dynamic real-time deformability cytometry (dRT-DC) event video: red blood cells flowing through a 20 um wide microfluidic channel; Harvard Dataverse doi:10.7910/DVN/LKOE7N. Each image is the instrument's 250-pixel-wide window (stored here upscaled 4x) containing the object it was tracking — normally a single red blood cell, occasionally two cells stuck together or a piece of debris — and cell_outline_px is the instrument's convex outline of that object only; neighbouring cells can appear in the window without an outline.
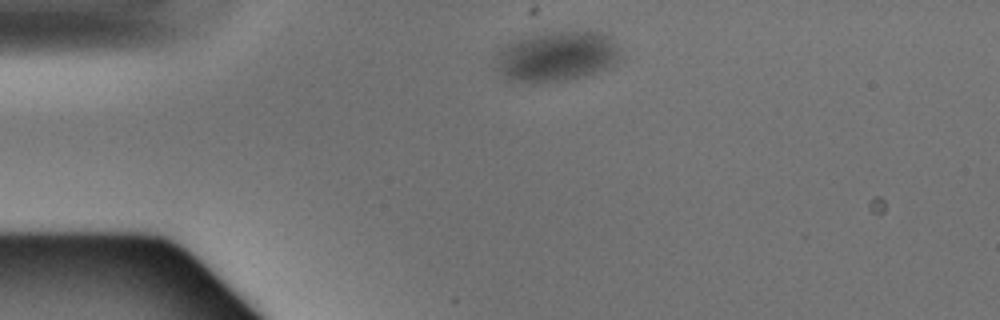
{"species": "Egyptian fruit bat (a non-hibernating species)", "species_latin": "Rousettus aegyptiacus", "temperature_condition": "warm", "stored_images_in_passage": 2, "camera_frame_rate_fps": 3000, "um_per_image_px": 0.085, "animal": {"sex": "male"}, "frame": {"image": 1, "passage_image": 1, "time_ms": 0.0, "image_size_px": [1000, 320], "cell_outline_px": [[616, 60], [608, 68], [568, 80], [512, 80], [504, 76], [496, 68], [500, 48], [516, 40], [548, 32], [600, 32], [608, 36], [616, 48]], "centroid_in_image_um": [47.29, 4.77], "position_along_channel_um": 37.7, "area_um2": 34.62}}